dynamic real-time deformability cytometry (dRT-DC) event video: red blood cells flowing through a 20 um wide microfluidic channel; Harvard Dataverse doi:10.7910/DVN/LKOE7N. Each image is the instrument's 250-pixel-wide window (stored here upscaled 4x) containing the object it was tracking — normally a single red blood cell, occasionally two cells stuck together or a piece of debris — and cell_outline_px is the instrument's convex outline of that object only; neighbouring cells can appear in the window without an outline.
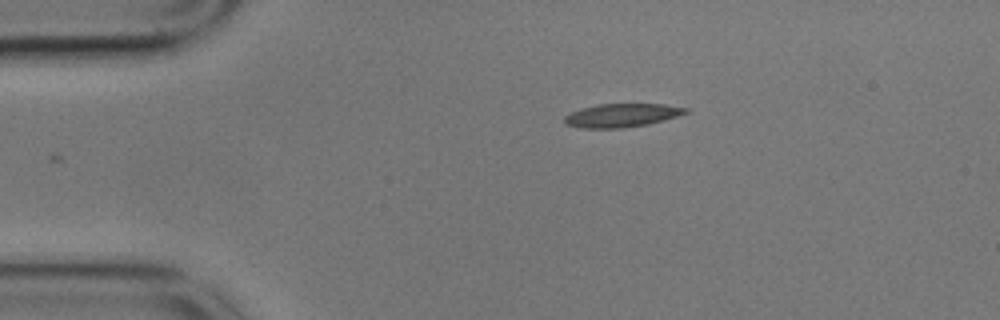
{"species": "common noctule bat (a hibernating species)", "species_latin": "Nyctalus noctula", "temperature_condition": "cold", "stored_images_in_passage": 46, "camera_frame_rate_fps": 3000, "um_per_image_px": 0.085, "animal": {"sex": "male", "body_mass_g": 17.9}, "frame": {"image": 1, "passage_image": 1, "time_ms": 0.0, "image_size_px": [1000, 320], "cell_outline_px": [[688, 112], [664, 120], [648, 124], [624, 128], [580, 128], [564, 124], [564, 116], [580, 108], [596, 104], [664, 104], [688, 108]], "centroid_in_image_um": [52.81, 9.8], "position_along_channel_um": 32.2, "area_um2": 16.65}}
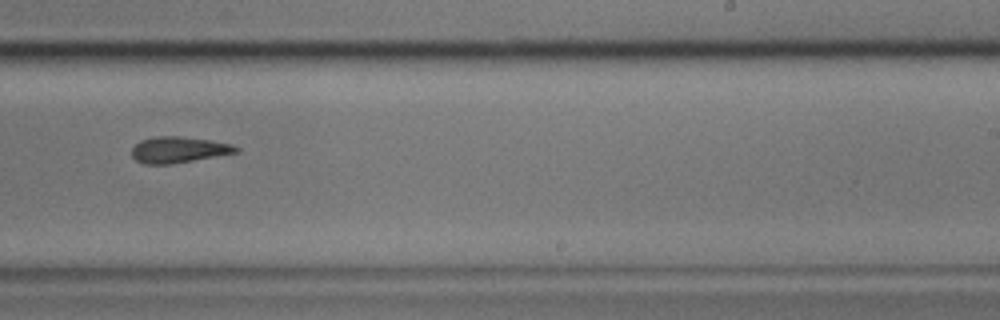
{"frame": {"image": 2, "passage_image": 25, "time_ms": 8.0, "image_size_px": [1000, 320], "cell_outline_px": [[240, 152], [168, 164], [144, 164], [136, 160], [132, 156], [132, 148], [140, 140], [160, 136], [180, 136], [208, 140], [232, 144], [240, 148]], "centroid_in_image_um": [15.18, 12.72], "position_along_channel_um": 273.8, "area_um2": 15.66}}
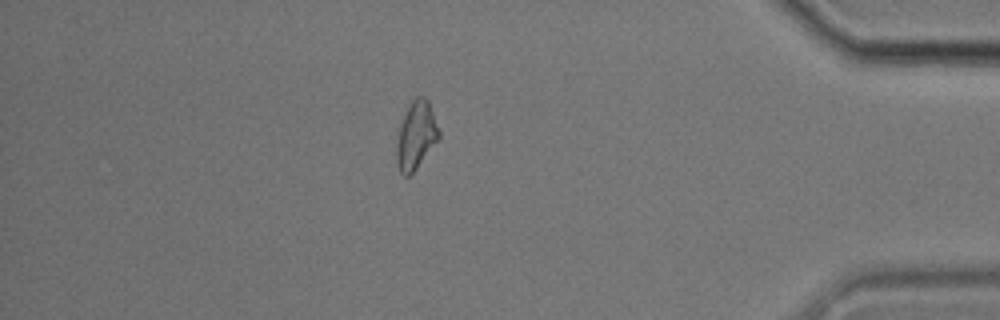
{"frame": {"image": 3, "passage_image": 39, "time_ms": 12.667, "image_size_px": [1000, 320], "cell_outline_px": [[440, 140], [416, 168], [408, 176], [404, 176], [400, 172], [396, 164], [396, 144], [400, 124], [412, 100], [416, 96], [424, 96], [428, 100], [440, 132]], "centroid_in_image_um": [35.37, 11.53], "position_along_channel_um": 399.8, "area_um2": 16.76}, "authors_computed_cell_mechanics": {"area_um2": 16.4152, "velocity_mm_per_s": 3.5349, "shape_relaxation_time_tau1_ms": 3.3167, "shape_relaxation_time_tau2_ms": 6.0745, "deformation_change_tau1": 0.1409, "deformation_change_tau2": 0.1511}}